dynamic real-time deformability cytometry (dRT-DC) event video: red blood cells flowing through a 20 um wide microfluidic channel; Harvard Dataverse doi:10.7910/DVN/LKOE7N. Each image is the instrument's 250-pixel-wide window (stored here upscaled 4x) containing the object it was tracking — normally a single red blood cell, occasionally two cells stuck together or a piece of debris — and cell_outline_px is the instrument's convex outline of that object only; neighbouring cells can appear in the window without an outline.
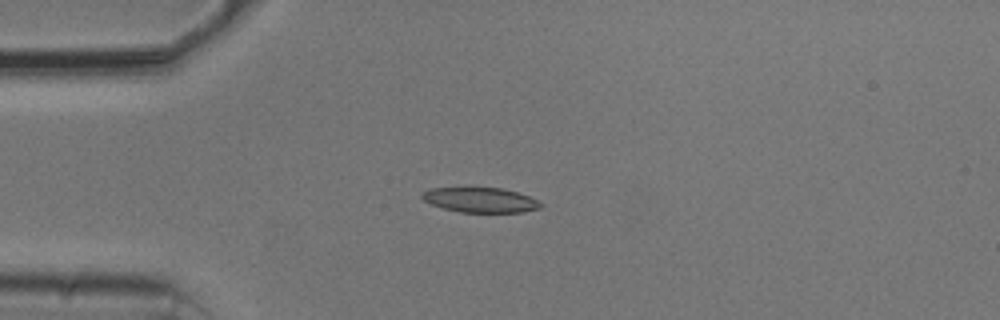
{"species": "common noctule bat (a hibernating species)", "species_latin": "Nyctalus noctula", "temperature_condition": "cold", "stored_images_in_passage": 41, "camera_frame_rate_fps": 3000, "um_per_image_px": 0.085, "animal": {"sex": "male", "body_mass_g": 20.5, "forearm_length_mm": 52.5}, "frame": {"image": 1, "passage_image": 1, "time_ms": 0.0, "image_size_px": [1000, 320], "cell_outline_px": [[544, 204], [540, 208], [524, 212], [460, 212], [444, 208], [432, 204], [424, 200], [420, 196], [424, 192], [432, 188], [468, 184], [504, 188], [528, 196]], "centroid_in_image_um": [40.8, 16.94], "position_along_channel_um": 44.2, "area_um2": 18.03}}
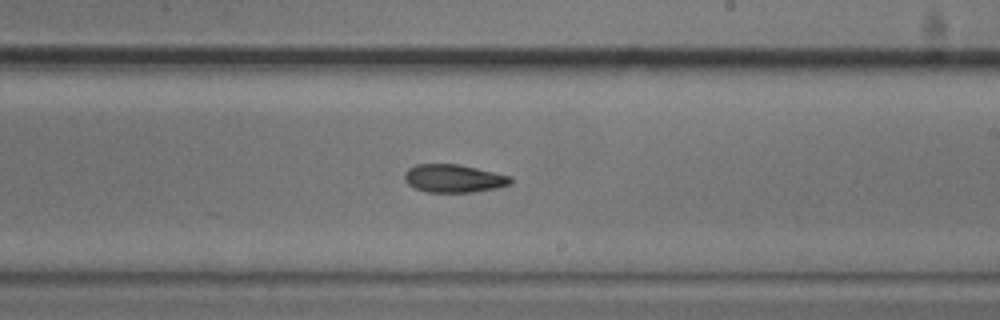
{"frame": {"image": 2, "passage_image": 19, "time_ms": 6.0, "image_size_px": [1000, 320], "cell_outline_px": [[512, 184], [496, 188], [472, 192], [428, 192], [416, 188], [408, 184], [404, 180], [404, 172], [408, 168], [416, 164], [460, 164], [512, 176]], "centroid_in_image_um": [38.57, 15.16], "position_along_channel_um": 250.4, "area_um2": 17.46}}
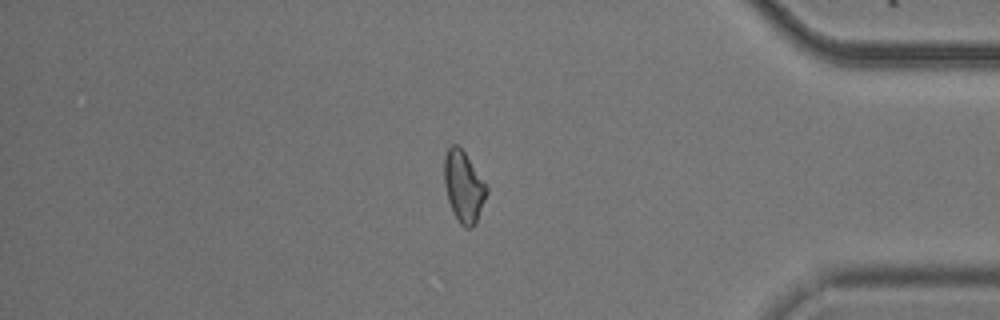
{"frame": {"image": 3, "passage_image": 33, "time_ms": 10.667, "image_size_px": [1000, 320], "cell_outline_px": [[488, 192], [476, 220], [472, 228], [464, 228], [460, 224], [452, 212], [448, 200], [444, 184], [444, 156], [448, 148], [452, 144], [456, 144], [464, 152], [488, 188]], "centroid_in_image_um": [39.38, 15.87], "position_along_channel_um": 395.8, "area_um2": 17.34}, "authors_computed_cell_mechanics": {"area_um2": 17.4556, "velocity_mm_per_s": 3.7531, "shape_relaxation_time_tau1_ms": null, "shape_relaxation_time_tau2_ms": 6.9524, "deformation_change_tau1": null, "deformation_change_tau2": 0.1385}}